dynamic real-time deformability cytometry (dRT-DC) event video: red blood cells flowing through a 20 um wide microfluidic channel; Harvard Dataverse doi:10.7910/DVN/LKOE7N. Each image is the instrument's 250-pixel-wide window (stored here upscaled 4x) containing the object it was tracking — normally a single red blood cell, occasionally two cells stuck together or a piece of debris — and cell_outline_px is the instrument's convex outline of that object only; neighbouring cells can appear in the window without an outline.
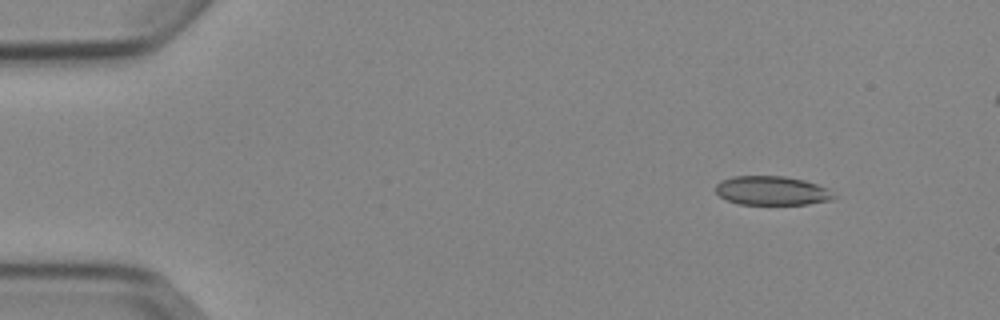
{"species": "Egyptian fruit bat (a non-hibernating species)", "species_latin": "Rousettus aegyptiacus", "temperature_condition": "cold", "stored_images_in_passage": 5, "camera_frame_rate_fps": 3000, "um_per_image_px": 0.085, "animal": {"sex": "female"}, "frame": {"image": 1, "passage_image": 1, "time_ms": 0.0, "image_size_px": [1000, 320], "cell_outline_px": [[836, 196], [832, 200], [808, 204], [740, 204], [728, 200], [720, 196], [716, 192], [716, 184], [720, 180], [732, 176], [784, 176], [804, 180], [828, 188]], "centroid_in_image_um": [65.61, 16.2], "position_along_channel_um": 19.4, "area_um2": 20.0}}
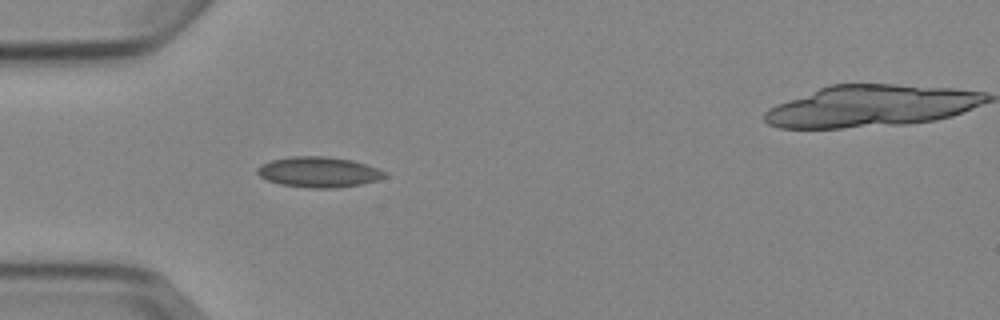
{"frame": {"image": 2, "passage_image": 4, "time_ms": 3.333, "image_size_px": [1000, 320], "cell_outline_px": [[388, 176], [376, 180], [360, 184], [336, 188], [308, 188], [280, 184], [268, 180], [260, 176], [256, 172], [256, 168], [260, 164], [272, 160], [288, 156], [324, 156], [352, 160], [388, 172]], "centroid_in_image_um": [27.06, 14.62], "position_along_channel_um": 57.9, "area_um2": 22.66}}